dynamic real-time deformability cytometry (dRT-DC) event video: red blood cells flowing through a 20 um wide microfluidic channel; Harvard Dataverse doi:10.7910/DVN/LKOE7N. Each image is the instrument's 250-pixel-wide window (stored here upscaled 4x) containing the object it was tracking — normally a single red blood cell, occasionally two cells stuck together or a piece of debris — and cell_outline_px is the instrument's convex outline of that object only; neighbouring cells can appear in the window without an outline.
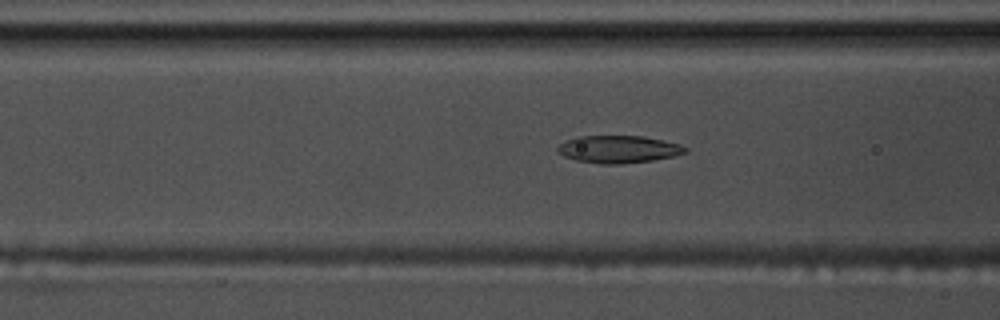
{"species": "common noctule bat (a hibernating species)", "species_latin": "Nyctalus noctula", "temperature_condition": "warm", "stored_images_in_passage": 58, "camera_frame_rate_fps": 3000, "um_per_image_px": 0.085, "animal": {"sex": "male", "body_mass_g": 17.5, "forearm_length_mm": 52.3}, "frame": {"image": 1, "passage_image": 23, "time_ms": 7.333, "image_size_px": [1000, 320], "cell_outline_px": [[688, 152], [672, 156], [652, 160], [620, 164], [604, 164], [576, 160], [564, 156], [556, 152], [556, 148], [560, 144], [576, 136], [640, 136], [680, 144], [688, 148]], "centroid_in_image_um": [52.55, 12.68], "position_along_channel_um": 114.1, "area_um2": 20.23}}
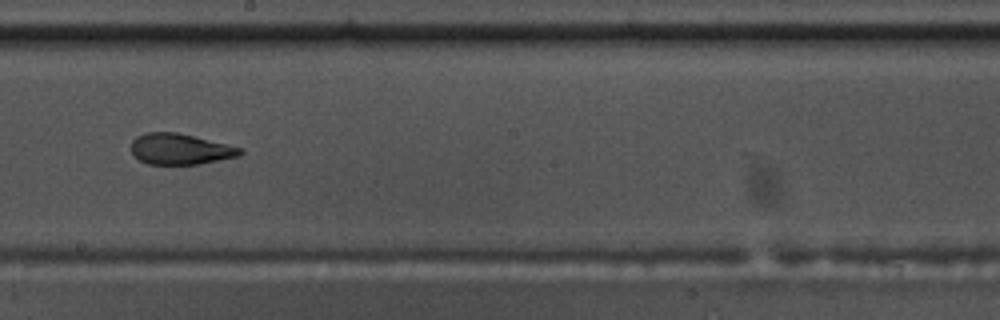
{"frame": {"image": 2, "passage_image": 33, "time_ms": 10.667, "image_size_px": [1000, 320], "cell_outline_px": [[244, 152], [240, 156], [200, 164], [148, 164], [132, 156], [132, 140], [136, 136], [148, 132], [176, 132], [244, 148]], "centroid_in_image_um": [15.33, 12.67], "position_along_channel_um": 232.9, "area_um2": 19.71}}
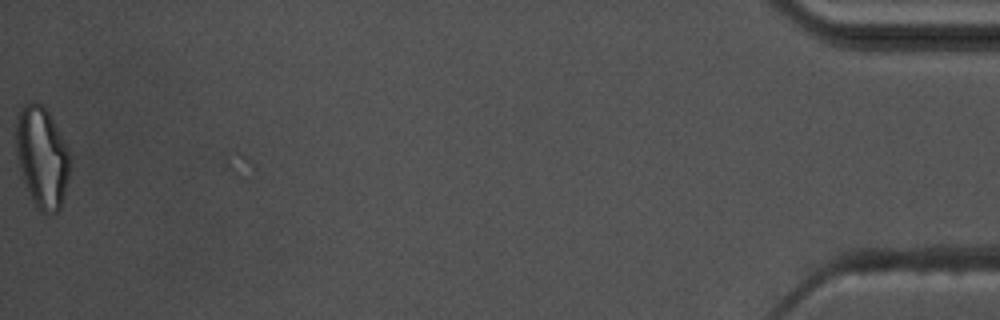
{"frame": {"image": 3, "passage_image": 58, "time_ms": 19.0, "image_size_px": [1000, 320], "cell_outline_px": [[68, 176], [60, 208], [56, 212], [40, 212], [36, 208], [20, 176], [16, 152], [16, 116], [20, 108], [24, 104], [32, 100], [36, 100], [48, 112], [60, 132], [68, 148]], "centroid_in_image_um": [3.52, 13.33], "position_along_channel_um": 431.7, "area_um2": 31.73}, "authors_computed_cell_mechanics": {"area_um2": 21.1548, "velocity_mm_per_s": 3.5751, "shape_relaxation_time_tau1_ms": 10.196, "shape_relaxation_time_tau2_ms": 2.0832, "deformation_change_tau1": 0.2539, "deformation_change_tau2": 0.1025}}